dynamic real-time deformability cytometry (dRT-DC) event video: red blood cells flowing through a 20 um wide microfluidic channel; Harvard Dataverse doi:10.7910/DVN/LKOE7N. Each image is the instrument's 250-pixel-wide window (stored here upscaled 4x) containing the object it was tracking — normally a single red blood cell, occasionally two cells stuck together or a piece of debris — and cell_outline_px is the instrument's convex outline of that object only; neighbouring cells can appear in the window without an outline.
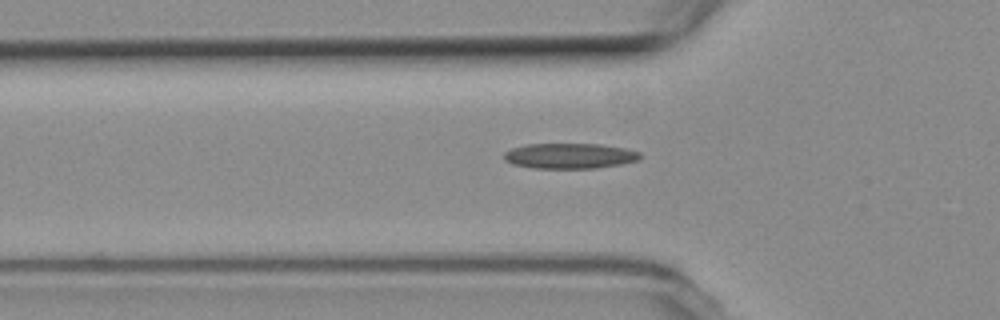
{"species": "common noctule bat (a hibernating species)", "species_latin": "Nyctalus noctula", "temperature_condition": "room temperature", "stored_images_in_passage": 21, "camera_frame_rate_fps": 3000, "um_per_image_px": 0.085, "animal": {"sex": "female", "body_mass_g": 19.3, "forearm_length_mm": 54.1}, "frame": {"image": 1, "passage_image": 2, "time_ms": 0.333, "image_size_px": [1000, 320], "cell_outline_px": [[640, 156], [636, 160], [620, 164], [596, 168], [532, 168], [512, 164], [504, 160], [504, 152], [512, 148], [524, 144], [600, 144], [624, 148], [640, 152]], "centroid_in_image_um": [48.37, 13.25], "position_along_channel_um": 77.4, "area_um2": 20.06}}
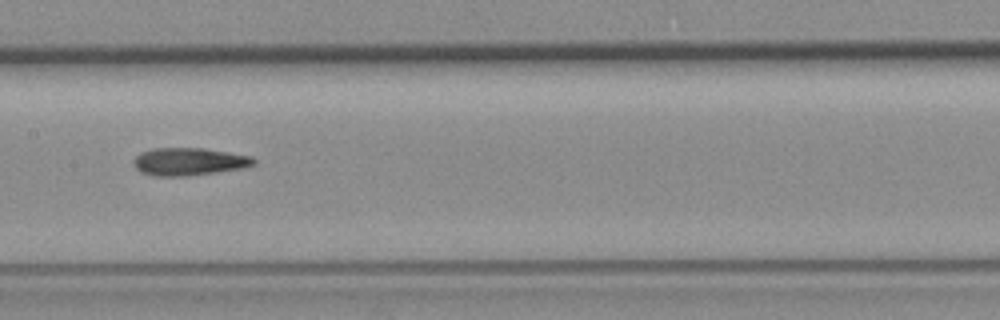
{"frame": {"image": 2, "passage_image": 11, "time_ms": 3.333, "image_size_px": [1000, 320], "cell_outline_px": [[256, 164], [240, 168], [216, 172], [188, 176], [152, 176], [140, 172], [136, 168], [136, 156], [140, 152], [152, 148], [204, 148], [252, 156], [256, 160]], "centroid_in_image_um": [16.07, 13.73], "position_along_channel_um": 191.3, "area_um2": 19.31}}
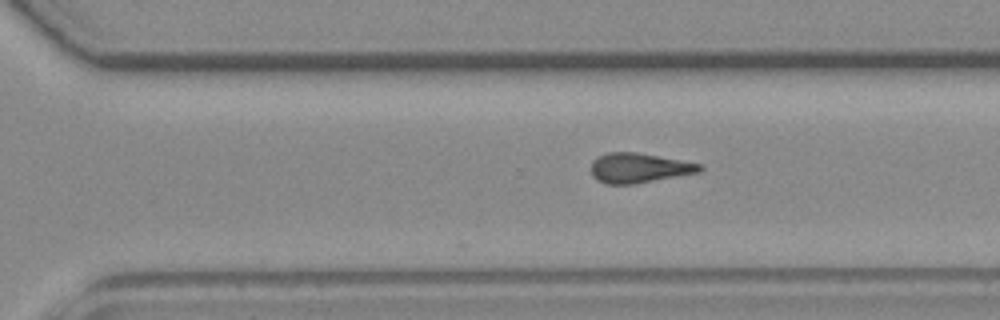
{"frame": {"image": 3, "passage_image": 21, "time_ms": 6.667, "image_size_px": [1000, 320], "cell_outline_px": [[704, 168], [700, 172], [636, 184], [608, 184], [596, 180], [592, 176], [592, 160], [596, 156], [608, 152], [636, 152], [680, 160], [700, 164]], "centroid_in_image_um": [54.28, 14.28], "position_along_channel_um": 316.3, "area_um2": 18.9}}